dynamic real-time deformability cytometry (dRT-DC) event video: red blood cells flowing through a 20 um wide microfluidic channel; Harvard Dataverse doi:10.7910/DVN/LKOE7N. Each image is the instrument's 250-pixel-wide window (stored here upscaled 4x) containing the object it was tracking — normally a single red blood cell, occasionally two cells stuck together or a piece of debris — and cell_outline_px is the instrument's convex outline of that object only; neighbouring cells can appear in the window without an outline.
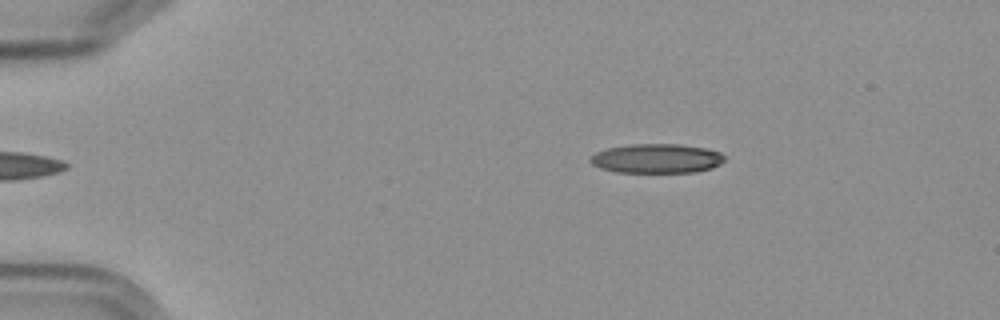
{"species": "Egyptian fruit bat (a non-hibernating species)", "species_latin": "Rousettus aegyptiacus", "temperature_condition": "cold", "stored_images_in_passage": 3, "camera_frame_rate_fps": 3000, "um_per_image_px": 0.085, "frame": {"image": 1, "passage_image": 3, "time_ms": 2.333, "image_size_px": [1000, 320], "cell_outline_px": [[724, 160], [720, 164], [708, 168], [692, 172], [616, 172], [600, 168], [592, 164], [588, 160], [596, 152], [608, 148], [628, 144], [680, 144], [708, 148], [720, 152], [724, 156]], "centroid_in_image_um": [55.8, 13.46], "position_along_channel_um": 29.2, "area_um2": 22.89}}